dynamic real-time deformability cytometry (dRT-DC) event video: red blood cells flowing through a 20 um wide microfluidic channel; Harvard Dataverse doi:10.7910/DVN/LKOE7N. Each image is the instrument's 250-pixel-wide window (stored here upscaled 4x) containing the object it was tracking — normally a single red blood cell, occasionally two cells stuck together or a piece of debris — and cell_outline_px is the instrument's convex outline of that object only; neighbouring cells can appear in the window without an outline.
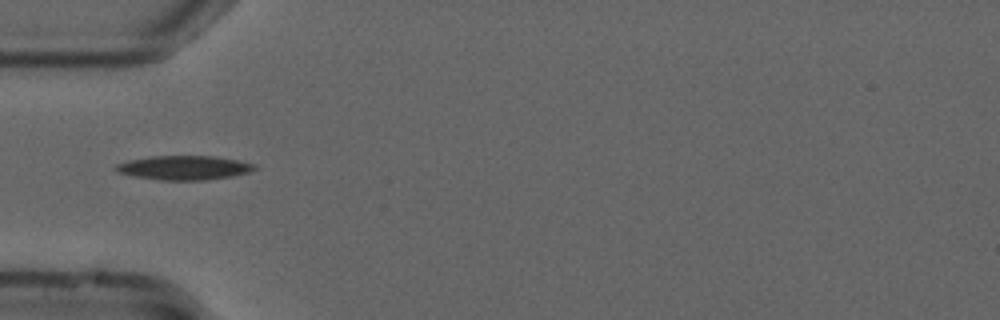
{"species": "common noctule bat (a hibernating species)", "species_latin": "Nyctalus noctula", "temperature_condition": "cold", "stored_images_in_passage": 36, "camera_frame_rate_fps": 3000, "um_per_image_px": 0.085, "animal": {"sex": "male", "forearm_length_mm": 52.5}, "frame": {"image": 1, "passage_image": 1, "time_ms": 0.0, "image_size_px": [1000, 320], "cell_outline_px": [[248, 168], [236, 172], [212, 176], [156, 176], [132, 172], [120, 168], [128, 164], [144, 160], [220, 160], [244, 164]], "centroid_in_image_um": [15.67, 14.26], "position_along_channel_um": 69.3, "area_um2": 11.96}}
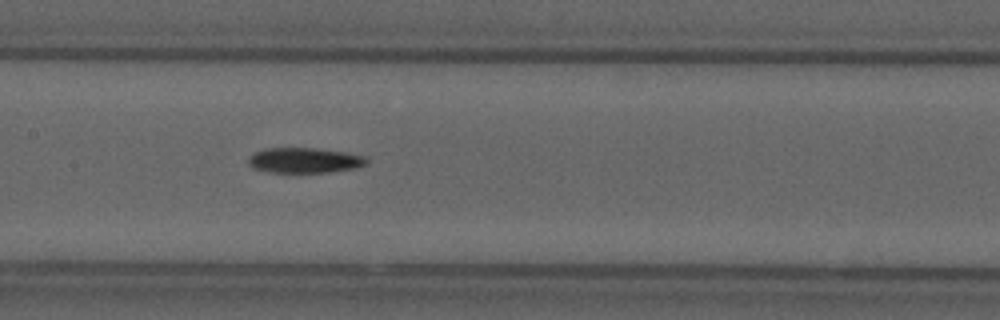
{"frame": {"image": 2, "passage_image": 10, "time_ms": 3.0, "image_size_px": [1000, 320], "cell_outline_px": [[360, 164], [336, 168], [272, 168], [256, 164], [252, 160], [256, 156], [264, 152], [328, 152], [348, 156], [360, 160]], "centroid_in_image_um": [25.87, 13.61], "position_along_channel_um": 181.5, "area_um2": 10.64}}
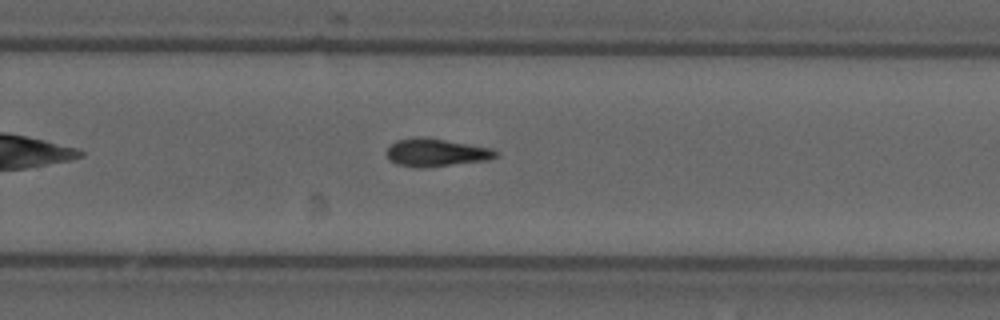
{"frame": {"image": 3, "passage_image": 19, "time_ms": 6.0, "image_size_px": [1000, 320], "cell_outline_px": [[492, 156], [468, 160], [436, 164], [412, 164], [396, 160], [388, 152], [396, 144], [408, 140], [436, 140], [476, 148], [492, 152]], "centroid_in_image_um": [36.95, 12.95], "position_along_channel_um": 292.8, "area_um2": 12.89}}